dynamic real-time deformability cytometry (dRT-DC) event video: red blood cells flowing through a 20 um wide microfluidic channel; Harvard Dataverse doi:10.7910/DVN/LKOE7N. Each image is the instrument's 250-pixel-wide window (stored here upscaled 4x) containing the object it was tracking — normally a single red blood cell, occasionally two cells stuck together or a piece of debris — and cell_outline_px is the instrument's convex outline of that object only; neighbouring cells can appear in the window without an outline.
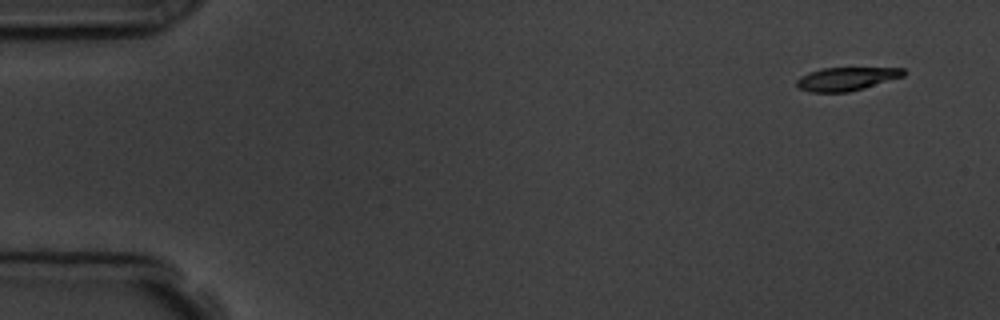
{"species": "common noctule bat (a hibernating species)", "species_latin": "Nyctalus noctula", "temperature_condition": "room temperature", "stored_images_in_passage": 7, "camera_frame_rate_fps": 3000, "um_per_image_px": 0.085, "animal": {"sex": "male", "body_mass_g": 19.5, "forearm_length_mm": 54.6}, "frame": {"image": 1, "passage_image": 1, "time_ms": 0.0, "image_size_px": [1000, 320], "cell_outline_px": [[908, 72], [904, 76], [864, 88], [848, 92], [808, 92], [796, 88], [796, 80], [800, 76], [808, 72], [820, 68], [904, 68]], "centroid_in_image_um": [71.91, 6.7], "position_along_channel_um": 13.1, "area_um2": 14.74}}
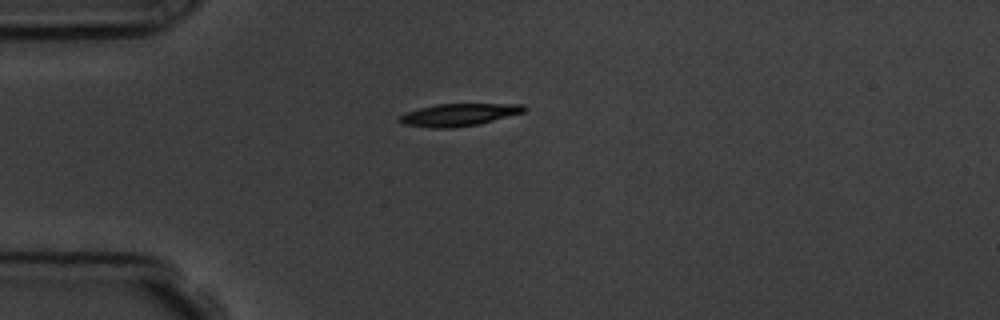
{"frame": {"image": 2, "passage_image": 4, "time_ms": 3.667, "image_size_px": [1000, 320], "cell_outline_px": [[528, 108], [524, 112], [476, 124], [452, 128], [432, 128], [404, 124], [396, 120], [400, 116], [408, 112], [420, 108], [436, 104], [524, 104]], "centroid_in_image_um": [38.99, 9.75], "position_along_channel_um": 46.0, "area_um2": 16.01}}